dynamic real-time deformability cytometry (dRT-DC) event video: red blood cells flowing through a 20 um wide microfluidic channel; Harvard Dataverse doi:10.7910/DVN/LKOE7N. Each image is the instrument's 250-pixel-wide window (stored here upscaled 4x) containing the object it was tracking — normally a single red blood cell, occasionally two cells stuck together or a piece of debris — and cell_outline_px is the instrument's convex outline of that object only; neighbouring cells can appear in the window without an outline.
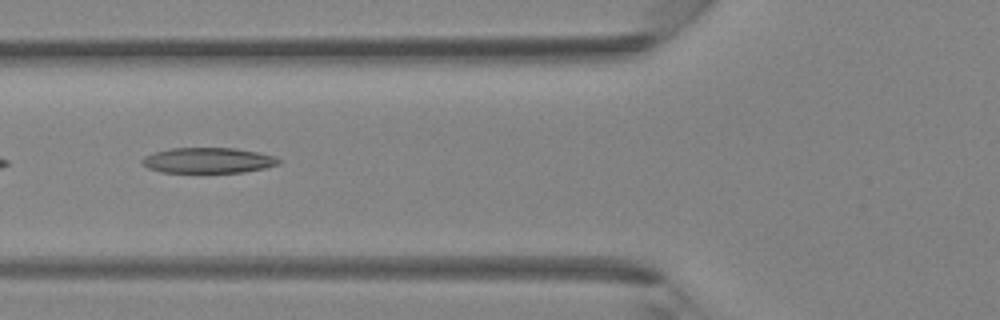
{"species": "Egyptian fruit bat (a non-hibernating species)", "species_latin": "Rousettus aegyptiacus", "temperature_condition": "room temperature", "stored_images_in_passage": 42, "camera_frame_rate_fps": 3000, "um_per_image_px": 0.085, "animal": {"sex": "female"}, "frame": {"image": 1, "passage_image": 16, "time_ms": 5.0, "image_size_px": [1000, 320], "cell_outline_px": [[280, 164], [264, 168], [244, 172], [160, 172], [148, 168], [140, 160], [144, 156], [156, 152], [172, 148], [236, 148], [256, 152], [272, 156], [280, 160]], "centroid_in_image_um": [17.67, 13.63], "position_along_channel_um": 108.1, "area_um2": 20.06}}
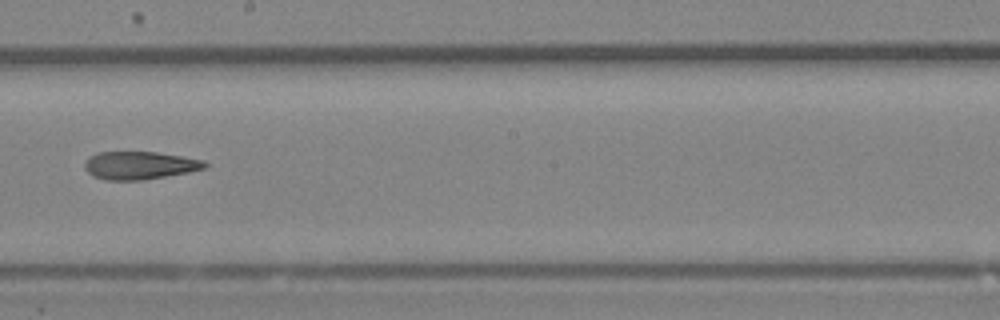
{"frame": {"image": 2, "passage_image": 24, "time_ms": 7.667, "image_size_px": [1000, 320], "cell_outline_px": [[208, 168], [188, 172], [144, 180], [104, 180], [92, 176], [84, 168], [84, 164], [96, 152], [156, 152], [204, 160], [208, 164]], "centroid_in_image_um": [11.89, 14.06], "position_along_channel_um": 236.3, "area_um2": 19.54}}
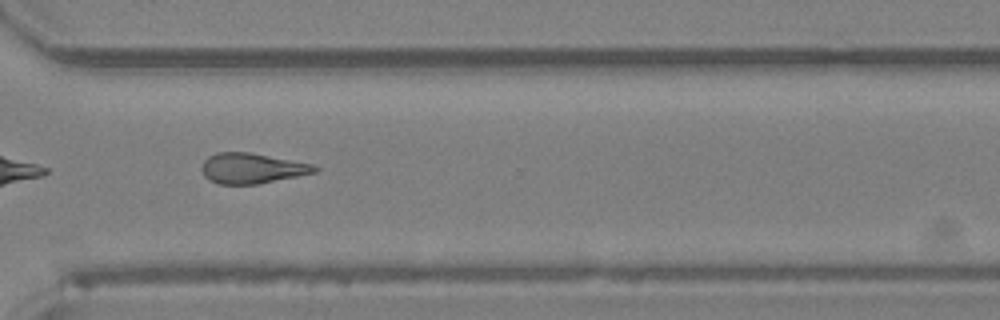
{"frame": {"image": 3, "passage_image": 31, "time_ms": 10.0, "image_size_px": [1000, 320], "cell_outline_px": [[320, 168], [316, 172], [256, 184], [220, 184], [208, 180], [204, 176], [200, 168], [204, 160], [208, 156], [216, 152], [252, 152], [312, 164]], "centroid_in_image_um": [21.37, 14.29], "position_along_channel_um": 349.2, "area_um2": 20.0}}